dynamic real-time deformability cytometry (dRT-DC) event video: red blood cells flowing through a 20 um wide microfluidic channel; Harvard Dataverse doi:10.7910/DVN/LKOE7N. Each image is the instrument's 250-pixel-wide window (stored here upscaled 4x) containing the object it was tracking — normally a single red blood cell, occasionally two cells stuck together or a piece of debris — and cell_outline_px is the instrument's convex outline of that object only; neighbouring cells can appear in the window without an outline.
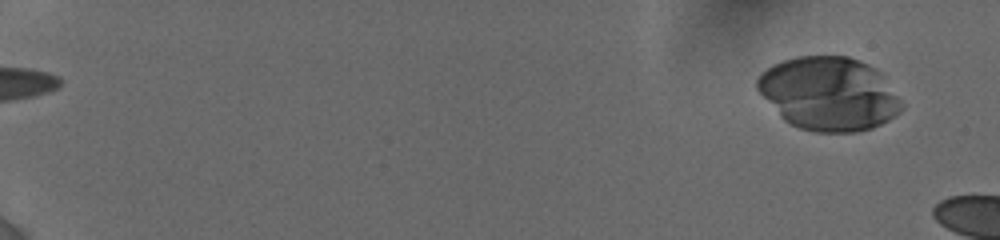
{"species": "human", "species_latin": "Homo sapiens", "temperature_condition": "cold", "stored_images_in_passage": 6, "camera_frame_rate_fps": 3000, "um_per_image_px": 0.085, "donor": {"sex": "female"}, "frame": {"image": 1, "passage_image": 2, "time_ms": 0.667, "image_size_px": [1000, 240], "cell_outline_px": [[904, 108], [900, 112], [888, 120], [872, 128], [856, 132], [816, 132], [800, 128], [784, 120], [780, 116], [756, 88], [756, 80], [772, 64], [796, 56], [848, 56], [860, 60], [876, 68], [884, 76], [904, 104]], "centroid_in_image_um": [70.49, 7.96], "position_along_channel_um": 14.5, "area_um2": 61.85}}